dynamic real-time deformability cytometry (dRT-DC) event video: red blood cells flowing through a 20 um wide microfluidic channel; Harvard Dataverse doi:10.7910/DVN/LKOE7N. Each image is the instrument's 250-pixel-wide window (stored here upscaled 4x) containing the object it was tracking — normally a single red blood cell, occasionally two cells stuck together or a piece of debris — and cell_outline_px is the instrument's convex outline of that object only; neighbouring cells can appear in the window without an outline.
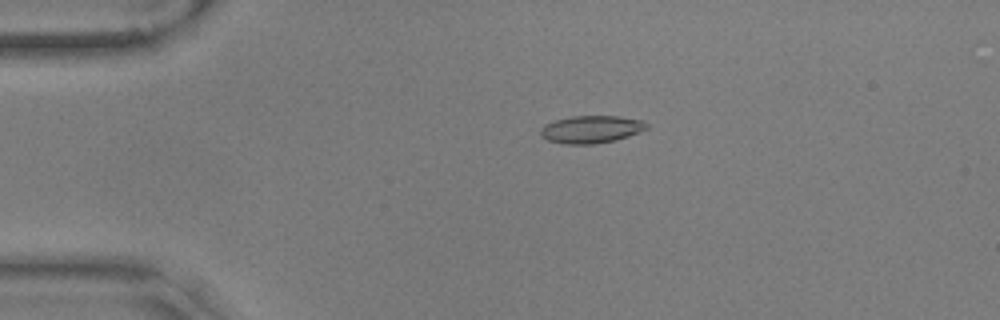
{"species": "common noctule bat (a hibernating species)", "species_latin": "Nyctalus noctula", "temperature_condition": "warm", "stored_images_in_passage": 56, "camera_frame_rate_fps": 3000, "um_per_image_px": 0.085, "animal": {"sex": "male", "body_mass_g": 17.9, "forearm_length_mm": 54.2}, "frame": {"image": 1, "passage_image": 12, "time_ms": 3.667, "image_size_px": [1000, 320], "cell_outline_px": [[648, 128], [640, 132], [616, 140], [592, 144], [564, 144], [548, 140], [540, 136], [540, 128], [544, 124], [556, 120], [572, 116], [616, 116], [644, 120], [648, 124]], "centroid_in_image_um": [50.25, 10.99], "position_along_channel_um": 34.7, "area_um2": 17.11}}
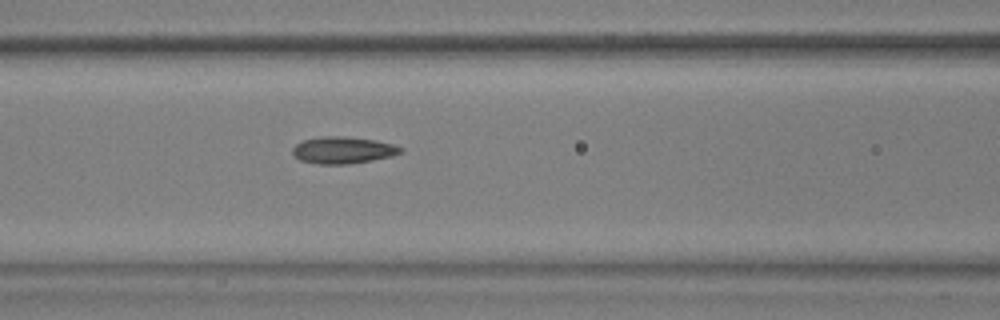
{"frame": {"image": 2, "passage_image": 24, "time_ms": 7.667, "image_size_px": [1000, 320], "cell_outline_px": [[404, 152], [392, 156], [372, 160], [348, 164], [316, 164], [300, 160], [292, 152], [292, 148], [296, 144], [304, 140], [320, 136], [344, 136], [376, 140], [392, 144], [404, 148]], "centroid_in_image_um": [29.17, 12.76], "position_along_channel_um": 137.4, "area_um2": 16.99}}
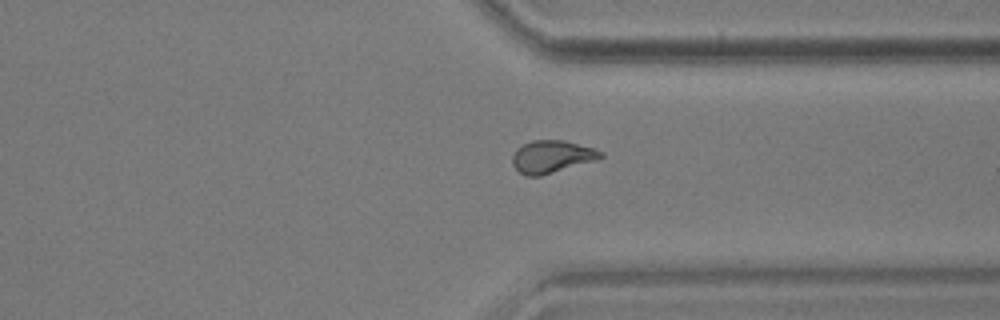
{"frame": {"image": 3, "passage_image": 43, "time_ms": 14.0, "image_size_px": [1000, 320], "cell_outline_px": [[604, 156], [596, 160], [540, 176], [524, 176], [512, 164], [512, 156], [516, 148], [532, 140], [564, 140], [592, 148], [604, 152]], "centroid_in_image_um": [46.88, 13.31], "position_along_channel_um": 364.5, "area_um2": 16.65}, "authors_computed_cell_mechanics": {"area_um2": 16.6464, "velocity_mm_per_s": 3.5869, "shape_relaxation_time_tau1_ms": 9.7524, "shape_relaxation_time_tau2_ms": 2.4046, "deformation_change_tau1": 0.1961, "deformation_change_tau2": 0.0792}}